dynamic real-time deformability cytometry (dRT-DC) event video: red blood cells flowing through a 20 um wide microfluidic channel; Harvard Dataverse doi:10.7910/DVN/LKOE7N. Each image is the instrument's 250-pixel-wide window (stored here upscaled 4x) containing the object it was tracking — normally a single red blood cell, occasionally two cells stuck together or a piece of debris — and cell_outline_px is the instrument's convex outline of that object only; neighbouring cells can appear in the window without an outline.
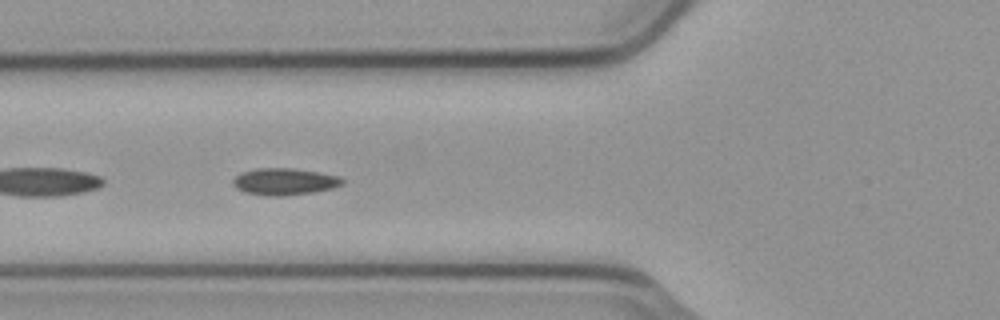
{"species": "common noctule bat (a hibernating species)", "species_latin": "Nyctalus noctula", "temperature_condition": "cold", "stored_images_in_passage": 44, "camera_frame_rate_fps": 3000, "um_per_image_px": 0.085, "animal": {"sex": "male", "body_mass_g": 23.1, "forearm_length_mm": 52.7}, "frame": {"image": 1, "passage_image": 10, "time_ms": 3.0, "image_size_px": [1000, 320], "cell_outline_px": [[344, 184], [332, 188], [312, 192], [284, 196], [268, 196], [244, 192], [236, 188], [232, 184], [232, 180], [240, 172], [256, 168], [292, 168], [340, 176], [344, 180]], "centroid_in_image_um": [24.15, 15.43], "position_along_channel_um": 101.6, "area_um2": 17.17}}
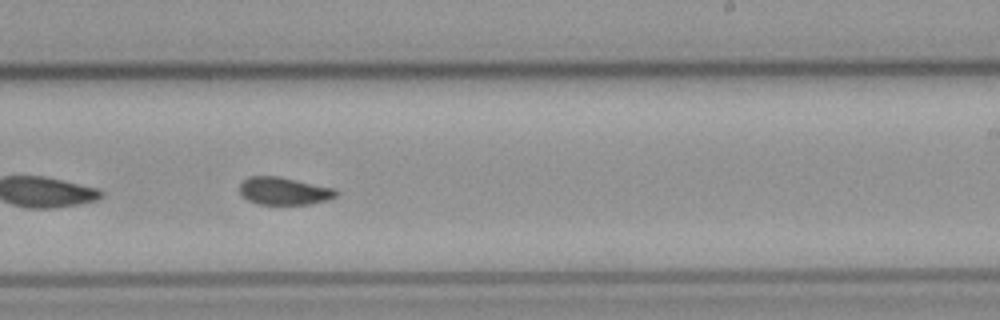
{"frame": {"image": 2, "passage_image": 23, "time_ms": 7.333, "image_size_px": [1000, 320], "cell_outline_px": [[340, 192], [336, 196], [328, 200], [308, 204], [260, 204], [248, 200], [240, 192], [240, 184], [248, 176], [280, 176], [336, 188]], "centroid_in_image_um": [24.19, 16.22], "position_along_channel_um": 264.8, "area_um2": 15.61}}
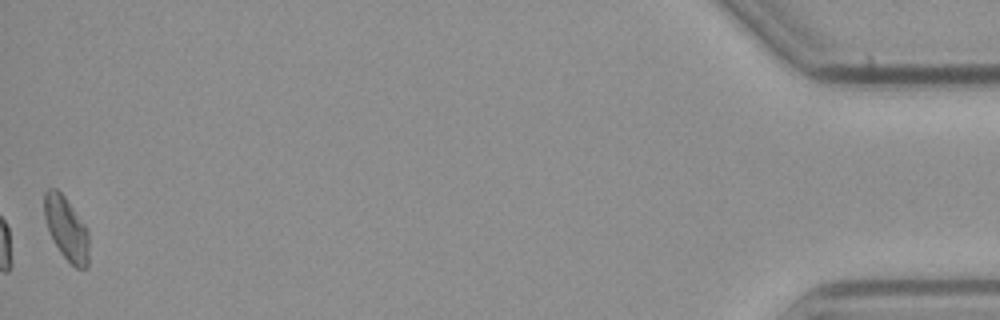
{"frame": {"image": 3, "passage_image": 44, "time_ms": 14.333, "image_size_px": [1000, 320], "cell_outline_px": [[88, 268], [76, 268], [60, 252], [48, 228], [44, 216], [44, 192], [48, 188], [56, 188], [64, 196], [84, 224], [88, 232]], "centroid_in_image_um": [5.64, 19.41], "position_along_channel_um": 429.6, "area_um2": 16.13}, "authors_computed_cell_mechanics": {"area_um2": 16.0106, "velocity_mm_per_s": 3.7658, "shape_relaxation_time_tau1_ms": 9.926, "shape_relaxation_time_tau2_ms": 3.6385, "deformation_change_tau1": 0.1589, "deformation_change_tau2": 0.0781}}